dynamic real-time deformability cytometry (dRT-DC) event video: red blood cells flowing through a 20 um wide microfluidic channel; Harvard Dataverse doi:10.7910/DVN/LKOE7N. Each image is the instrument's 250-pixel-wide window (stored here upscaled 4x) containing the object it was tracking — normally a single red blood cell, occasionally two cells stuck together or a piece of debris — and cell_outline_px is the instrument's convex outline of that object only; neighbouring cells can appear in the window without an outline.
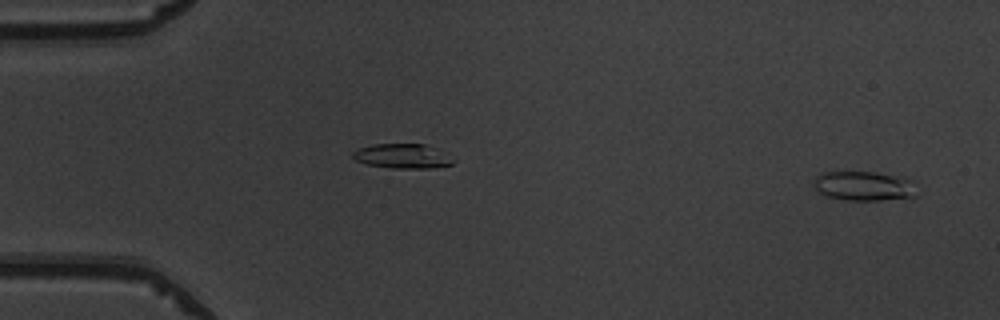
{"species": "common noctule bat (a hibernating species)", "species_latin": "Nyctalus noctula", "temperature_condition": "warm", "stored_images_in_passage": 51, "camera_frame_rate_fps": 3000, "um_per_image_px": 0.085, "animal": {"sex": "male", "body_mass_g": 19.5, "forearm_length_mm": 54.6}, "frame": {"image": 1, "passage_image": 2, "time_ms": 0.333, "image_size_px": [1000, 320], "cell_outline_px": [[916, 196], [880, 200], [848, 200], [828, 196], [820, 192], [812, 184], [812, 180], [816, 176], [824, 172], [872, 172], [912, 180]], "centroid_in_image_um": [73.37, 15.81], "position_along_channel_um": 11.6, "area_um2": 17.28}}
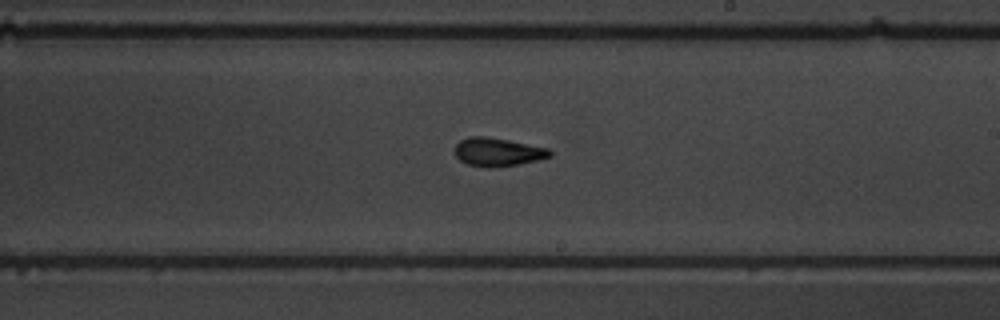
{"frame": {"image": 2, "passage_image": 30, "time_ms": 9.667, "image_size_px": [1000, 320], "cell_outline_px": [[552, 156], [540, 160], [492, 168], [468, 164], [460, 160], [456, 156], [456, 144], [460, 140], [468, 136], [484, 136], [508, 140], [548, 148], [552, 152]], "centroid_in_image_um": [42.32, 12.91], "position_along_channel_um": 246.7, "area_um2": 15.61}}
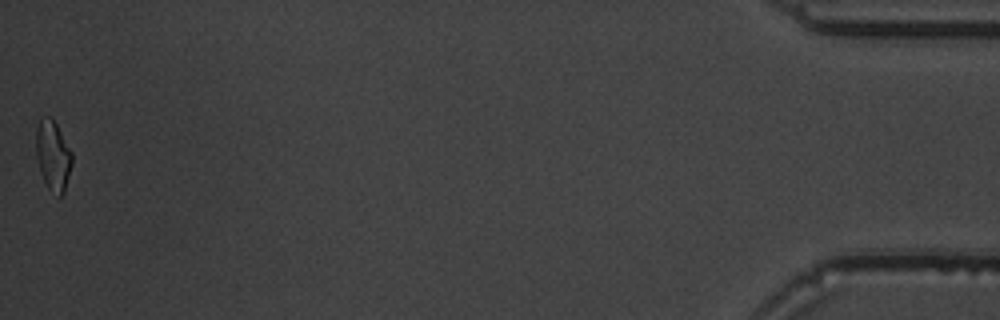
{"frame": {"image": 3, "passage_image": 51, "time_ms": 16.667, "image_size_px": [1000, 320], "cell_outline_px": [[72, 164], [64, 192], [60, 196], [48, 188], [40, 172], [36, 156], [36, 128], [40, 116], [52, 116], [72, 152]], "centroid_in_image_um": [4.49, 13.16], "position_along_channel_um": 430.7, "area_um2": 14.74}, "authors_computed_cell_mechanics": {"area_um2": 15.5482, "velocity_mm_per_s": 3.9622, "shape_relaxation_time_tau1_ms": 5.4574, "shape_relaxation_time_tau2_ms": 2.5729, "deformation_change_tau1": 0.1537, "deformation_change_tau2": 0.1142}}